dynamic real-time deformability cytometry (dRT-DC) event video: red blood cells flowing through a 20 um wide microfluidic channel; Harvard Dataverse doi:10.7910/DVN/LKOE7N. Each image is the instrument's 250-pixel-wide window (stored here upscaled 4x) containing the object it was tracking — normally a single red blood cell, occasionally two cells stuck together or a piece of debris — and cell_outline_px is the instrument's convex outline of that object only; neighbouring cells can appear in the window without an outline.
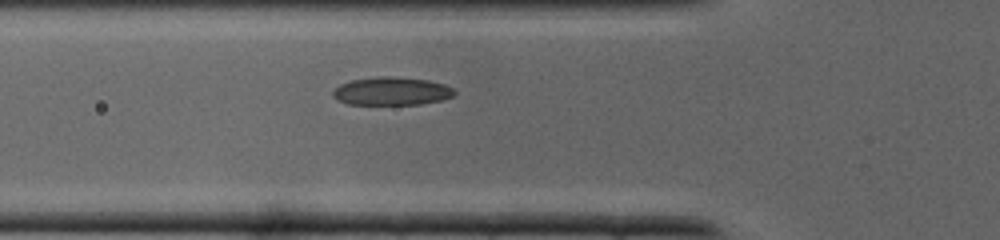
{"species": "common noctule bat (a hibernating species)", "species_latin": "Nyctalus noctula", "temperature_condition": "cold", "stored_images_in_passage": 25, "camera_frame_rate_fps": 3000, "um_per_image_px": 0.085, "animal": {"sex": "male", "body_mass_g": 19.0, "forearm_length_mm": 50.8}, "frame": {"image": 1, "passage_image": 6, "time_ms": 1.667, "image_size_px": [1000, 240], "cell_outline_px": [[456, 92], [452, 96], [440, 100], [420, 104], [348, 104], [332, 96], [332, 92], [340, 84], [352, 80], [376, 76], [388, 76], [428, 80], [444, 84], [452, 88]], "centroid_in_image_um": [33.28, 7.74], "position_along_channel_um": 92.5, "area_um2": 19.71}}
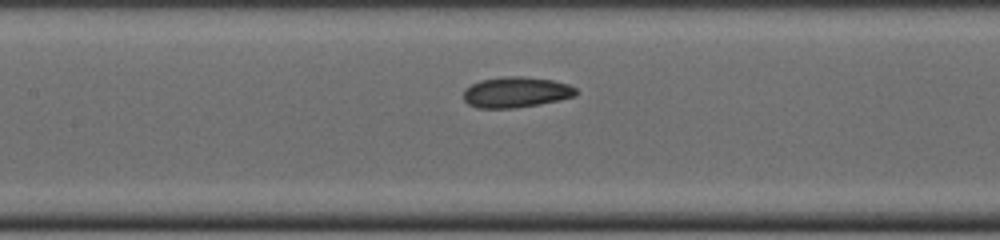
{"frame": {"image": 2, "passage_image": 10, "time_ms": 3.0, "image_size_px": [1000, 240], "cell_outline_px": [[576, 96], [560, 100], [540, 104], [516, 108], [476, 108], [468, 104], [464, 100], [464, 88], [480, 80], [508, 76], [524, 76], [552, 80], [568, 84], [576, 88]], "centroid_in_image_um": [43.86, 7.84], "position_along_channel_um": 163.5, "area_um2": 20.23}}
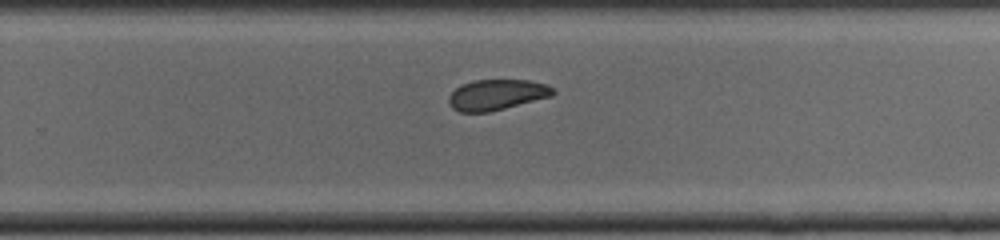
{"frame": {"image": 3, "passage_image": 17, "time_ms": 5.333, "image_size_px": [1000, 240], "cell_outline_px": [[556, 92], [552, 96], [488, 112], [460, 112], [452, 108], [448, 104], [448, 96], [460, 84], [472, 80], [532, 80], [544, 84], [552, 88]], "centroid_in_image_um": [42.18, 8.04], "position_along_channel_um": 287.6, "area_um2": 18.61}}